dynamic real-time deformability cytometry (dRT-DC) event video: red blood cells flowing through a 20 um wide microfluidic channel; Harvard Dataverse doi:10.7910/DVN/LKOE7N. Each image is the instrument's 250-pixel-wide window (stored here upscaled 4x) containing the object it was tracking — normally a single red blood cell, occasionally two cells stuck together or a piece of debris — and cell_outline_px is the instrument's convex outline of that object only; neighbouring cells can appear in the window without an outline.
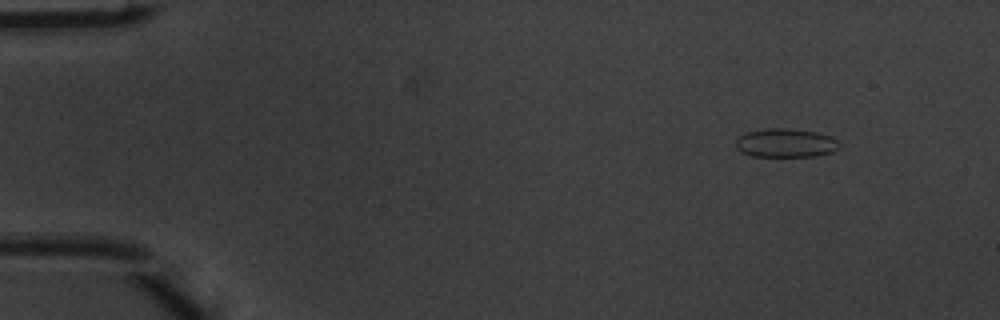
{"species": "common noctule bat (a hibernating species)", "species_latin": "Nyctalus noctula", "temperature_condition": "warm", "stored_images_in_passage": 5, "camera_frame_rate_fps": 3000, "um_per_image_px": 0.085, "animal": {"sex": "male", "body_mass_g": 20.1, "forearm_length_mm": 53.5}, "frame": {"image": 1, "passage_image": 2, "time_ms": 0.333, "image_size_px": [1000, 320], "cell_outline_px": [[840, 148], [832, 152], [816, 156], [752, 156], [740, 152], [736, 148], [736, 140], [740, 136], [748, 132], [764, 128], [784, 128], [816, 132], [832, 136], [840, 144]], "centroid_in_image_um": [66.79, 12.15], "position_along_channel_um": 18.2, "area_um2": 17.4}}